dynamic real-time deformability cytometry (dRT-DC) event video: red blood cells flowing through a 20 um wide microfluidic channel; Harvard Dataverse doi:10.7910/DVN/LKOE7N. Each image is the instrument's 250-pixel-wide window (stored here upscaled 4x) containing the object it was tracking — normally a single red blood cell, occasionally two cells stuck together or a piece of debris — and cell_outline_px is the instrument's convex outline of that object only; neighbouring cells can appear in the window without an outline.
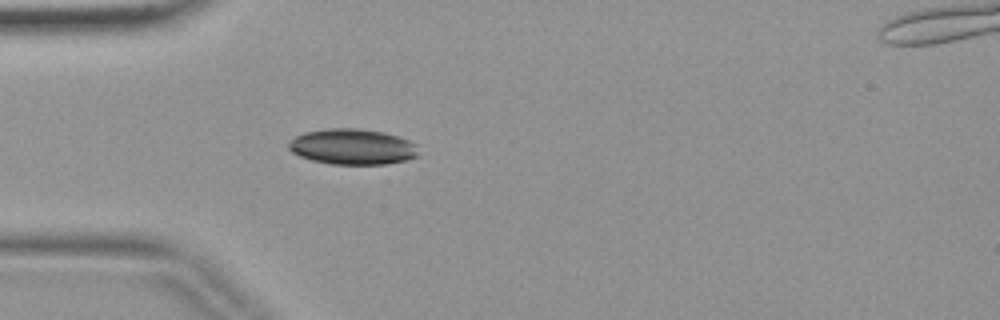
{"species": "common noctule bat (a hibernating species)", "species_latin": "Nyctalus noctula", "temperature_condition": "warm", "stored_images_in_passage": 4, "camera_frame_rate_fps": 3000, "um_per_image_px": 0.085, "animal": {"sex": "female", "body_mass_g": 19.9}, "frame": {"image": 1, "passage_image": 4, "time_ms": 1.0, "image_size_px": [1000, 320], "cell_outline_px": [[420, 156], [404, 160], [384, 164], [328, 164], [312, 160], [300, 156], [292, 152], [288, 148], [288, 140], [304, 132], [328, 128], [360, 128], [384, 132], [408, 140], [416, 144]], "centroid_in_image_um": [29.94, 12.47], "position_along_channel_um": 55.1, "area_um2": 27.17}}